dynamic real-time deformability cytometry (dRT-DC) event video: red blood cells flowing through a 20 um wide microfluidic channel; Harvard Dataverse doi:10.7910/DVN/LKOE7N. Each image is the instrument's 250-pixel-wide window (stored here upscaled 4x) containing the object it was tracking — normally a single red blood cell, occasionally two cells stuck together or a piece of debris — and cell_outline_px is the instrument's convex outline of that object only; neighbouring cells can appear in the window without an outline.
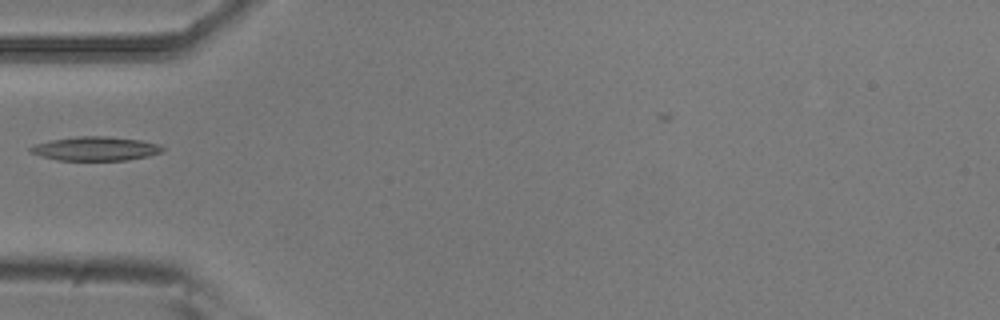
{"species": "common noctule bat (a hibernating species)", "species_latin": "Nyctalus noctula", "temperature_condition": "room temperature", "stored_images_in_passage": 7, "camera_frame_rate_fps": 3000, "um_per_image_px": 0.085, "animal": {"sex": "male", "body_mass_g": 20.5, "forearm_length_mm": 52.5}, "frame": {"image": 1, "passage_image": 4, "time_ms": 1.0, "image_size_px": [1000, 320], "cell_outline_px": [[164, 148], [160, 152], [148, 156], [128, 160], [56, 160], [40, 156], [28, 152], [28, 148], [36, 144], [52, 140], [76, 136], [108, 136], [140, 140], [160, 144]], "centroid_in_image_um": [8.09, 12.63], "position_along_channel_um": 76.9, "area_um2": 18.5}}
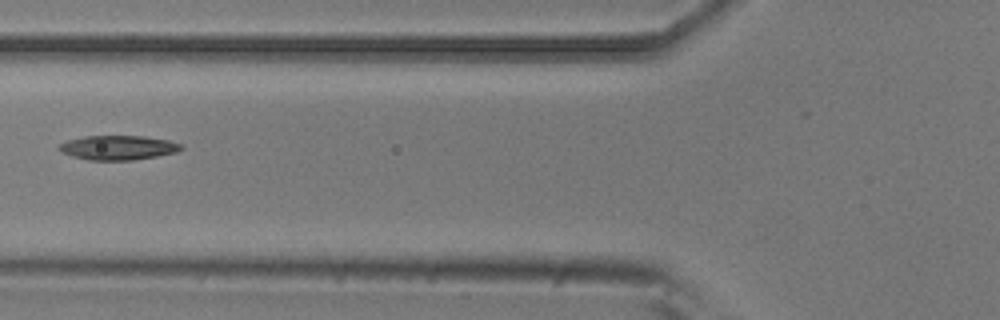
{"frame": {"image": 2, "passage_image": 5, "time_ms": 1.333, "image_size_px": [1000, 320], "cell_outline_px": [[184, 148], [176, 152], [156, 156], [132, 160], [88, 160], [72, 156], [60, 152], [56, 148], [60, 144], [68, 140], [84, 136], [144, 136], [168, 140], [180, 144]], "centroid_in_image_um": [10.0, 12.55], "position_along_channel_um": 115.8, "area_um2": 17.34}}
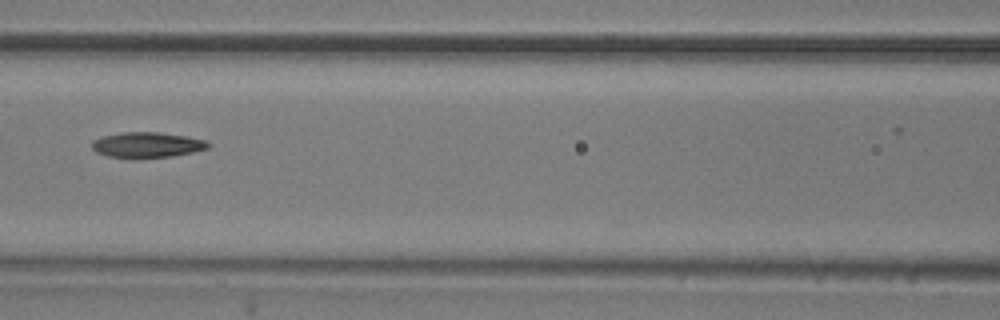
{"frame": {"image": 3, "passage_image": 6, "time_ms": 1.667, "image_size_px": [1000, 320], "cell_outline_px": [[212, 144], [208, 148], [192, 152], [172, 156], [108, 156], [96, 152], [92, 148], [92, 140], [100, 136], [120, 132], [160, 132], [184, 136], [204, 140]], "centroid_in_image_um": [12.48, 12.28], "position_along_channel_um": 154.1, "area_um2": 16.76}}